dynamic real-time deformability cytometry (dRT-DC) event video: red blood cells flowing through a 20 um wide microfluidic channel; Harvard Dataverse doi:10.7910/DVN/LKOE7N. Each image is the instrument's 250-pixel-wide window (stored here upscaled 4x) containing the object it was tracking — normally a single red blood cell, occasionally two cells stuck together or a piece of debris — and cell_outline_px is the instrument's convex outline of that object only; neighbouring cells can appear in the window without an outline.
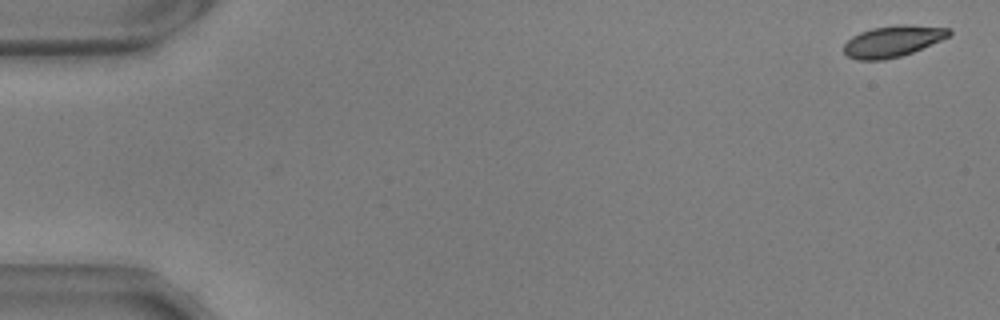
{"species": "common noctule bat (a hibernating species)", "species_latin": "Nyctalus noctula", "temperature_condition": "warm", "stored_images_in_passage": 56, "camera_frame_rate_fps": 3000, "um_per_image_px": 0.085, "animal": {"sex": "male", "body_mass_g": 17.9, "forearm_length_mm": 54.2}, "frame": {"image": 1, "passage_image": 2, "time_ms": 0.333, "image_size_px": [1000, 320], "cell_outline_px": [[952, 32], [948, 36], [940, 40], [912, 52], [900, 56], [884, 60], [856, 60], [848, 56], [844, 52], [844, 44], [852, 36], [860, 32], [872, 28], [896, 24], [904, 24], [948, 28]], "centroid_in_image_um": [75.84, 3.5], "position_along_channel_um": 9.2, "area_um2": 19.02}}
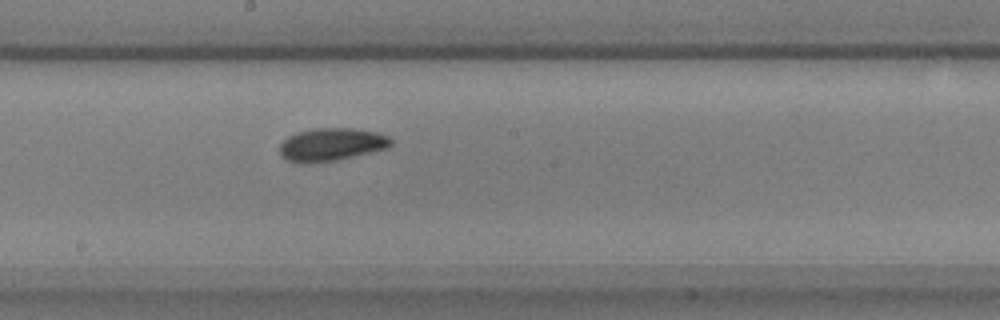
{"frame": {"image": 2, "passage_image": 31, "time_ms": 10.0, "image_size_px": [1000, 320], "cell_outline_px": [[392, 144], [388, 148], [336, 160], [308, 164], [300, 164], [284, 160], [280, 156], [280, 144], [288, 136], [296, 132], [312, 128], [352, 128], [376, 132], [388, 136], [392, 140]], "centroid_in_image_um": [28.12, 12.29], "position_along_channel_um": 220.1, "area_um2": 21.62}}
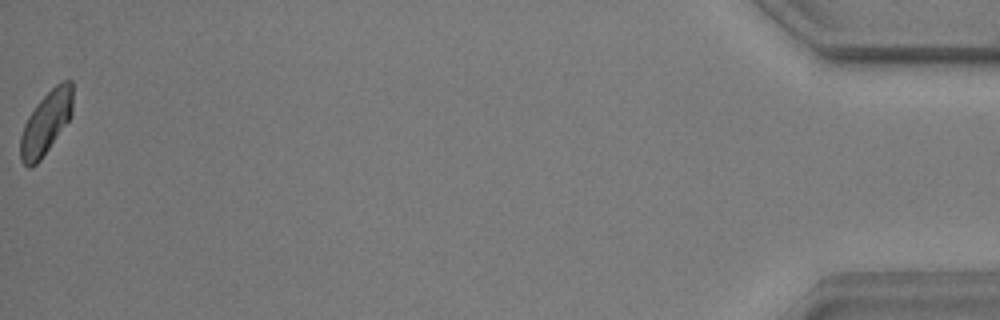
{"frame": {"image": 3, "passage_image": 56, "time_ms": 18.333, "image_size_px": [1000, 320], "cell_outline_px": [[72, 112], [68, 120], [40, 160], [32, 168], [28, 168], [20, 160], [20, 136], [24, 124], [28, 116], [36, 104], [60, 80], [72, 80]], "centroid_in_image_um": [3.88, 10.44], "position_along_channel_um": 431.3, "area_um2": 19.02}, "authors_computed_cell_mechanics": {"area_um2": 19.7676, "velocity_mm_per_s": 3.6608, "shape_relaxation_time_tau1_ms": 3.1103, "shape_relaxation_time_tau2_ms": 2.9182, "deformation_change_tau1": 0.0847, "deformation_change_tau2": 0.0412}}